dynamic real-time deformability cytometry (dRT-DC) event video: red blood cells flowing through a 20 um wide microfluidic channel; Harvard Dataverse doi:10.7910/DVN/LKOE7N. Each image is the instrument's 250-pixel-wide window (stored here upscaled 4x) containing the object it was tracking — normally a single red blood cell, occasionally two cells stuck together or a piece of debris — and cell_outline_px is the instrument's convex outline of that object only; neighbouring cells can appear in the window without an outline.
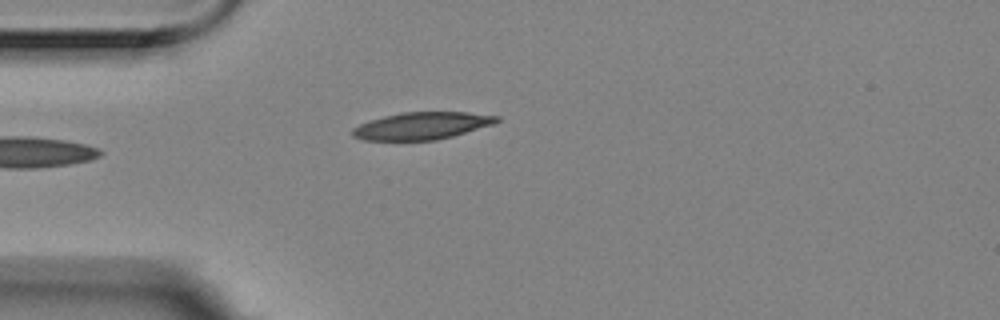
{"species": "Egyptian fruit bat (a non-hibernating species)", "species_latin": "Rousettus aegyptiacus", "temperature_condition": "room temperature", "stored_images_in_passage": 2, "camera_frame_rate_fps": 3000, "um_per_image_px": 0.085, "animal": {"sex": "female"}, "frame": {"image": 1, "passage_image": 2, "time_ms": 0.333, "image_size_px": [1000, 320], "cell_outline_px": [[500, 120], [492, 124], [452, 136], [436, 140], [364, 140], [352, 136], [352, 128], [368, 120], [400, 112], [468, 112], [500, 116]], "centroid_in_image_um": [35.83, 10.68], "position_along_channel_um": 49.2, "area_um2": 22.83}}